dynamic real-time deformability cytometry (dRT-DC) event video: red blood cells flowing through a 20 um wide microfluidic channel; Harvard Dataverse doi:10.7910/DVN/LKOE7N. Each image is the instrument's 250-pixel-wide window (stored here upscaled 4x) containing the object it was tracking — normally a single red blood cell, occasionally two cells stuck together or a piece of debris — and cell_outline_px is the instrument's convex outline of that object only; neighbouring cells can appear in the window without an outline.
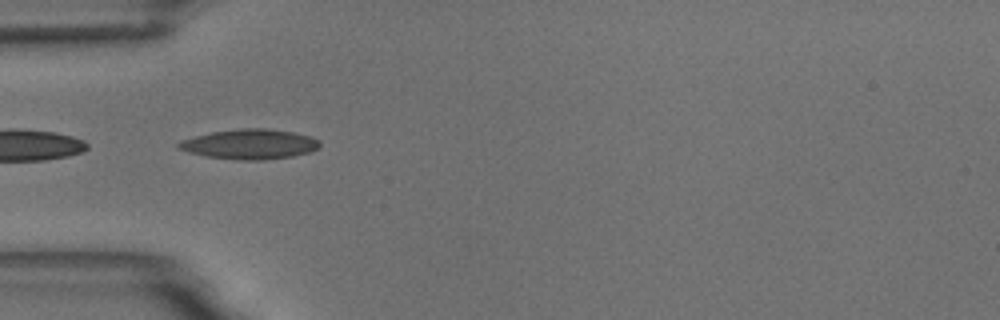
{"species": "common noctule bat (a hibernating species)", "species_latin": "Nyctalus noctula", "temperature_condition": "room temperature", "stored_images_in_passage": 5, "camera_frame_rate_fps": 3000, "um_per_image_px": 0.085, "animal": {"sex": "male", "body_mass_g": 18.8}, "frame": {"image": 1, "passage_image": 4, "time_ms": 3.333, "image_size_px": [1000, 320], "cell_outline_px": [[320, 144], [316, 148], [308, 152], [292, 156], [264, 160], [240, 160], [208, 156], [188, 152], [176, 148], [176, 144], [180, 140], [212, 132], [240, 128], [264, 128], [292, 132], [308, 136], [320, 140]], "centroid_in_image_um": [21.19, 12.25], "position_along_channel_um": 63.8, "area_um2": 24.39}}